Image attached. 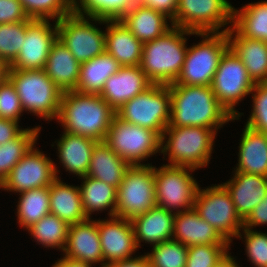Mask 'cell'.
Returning a JSON list of instances; mask_svg holds the SVG:
<instances>
[{"label":"cell","instance_id":"31","mask_svg":"<svg viewBox=\"0 0 267 267\" xmlns=\"http://www.w3.org/2000/svg\"><path fill=\"white\" fill-rule=\"evenodd\" d=\"M80 193L83 211L87 218L91 219V213L108 210L109 216H116L117 188L95 178L81 177ZM109 207V208H108Z\"/></svg>","mask_w":267,"mask_h":267},{"label":"cell","instance_id":"24","mask_svg":"<svg viewBox=\"0 0 267 267\" xmlns=\"http://www.w3.org/2000/svg\"><path fill=\"white\" fill-rule=\"evenodd\" d=\"M174 219L175 213L158 206L131 219L137 247L143 241L154 246L172 240Z\"/></svg>","mask_w":267,"mask_h":267},{"label":"cell","instance_id":"50","mask_svg":"<svg viewBox=\"0 0 267 267\" xmlns=\"http://www.w3.org/2000/svg\"><path fill=\"white\" fill-rule=\"evenodd\" d=\"M106 267H150V262L147 255H141L139 257H132L130 259L115 262L107 265Z\"/></svg>","mask_w":267,"mask_h":267},{"label":"cell","instance_id":"1","mask_svg":"<svg viewBox=\"0 0 267 267\" xmlns=\"http://www.w3.org/2000/svg\"><path fill=\"white\" fill-rule=\"evenodd\" d=\"M171 117L168 126L218 130L233 117L218 101L211 86L170 84Z\"/></svg>","mask_w":267,"mask_h":267},{"label":"cell","instance_id":"41","mask_svg":"<svg viewBox=\"0 0 267 267\" xmlns=\"http://www.w3.org/2000/svg\"><path fill=\"white\" fill-rule=\"evenodd\" d=\"M125 4L126 0H73V11L85 17L113 20Z\"/></svg>","mask_w":267,"mask_h":267},{"label":"cell","instance_id":"46","mask_svg":"<svg viewBox=\"0 0 267 267\" xmlns=\"http://www.w3.org/2000/svg\"><path fill=\"white\" fill-rule=\"evenodd\" d=\"M267 224V195L243 221V228L252 229Z\"/></svg>","mask_w":267,"mask_h":267},{"label":"cell","instance_id":"27","mask_svg":"<svg viewBox=\"0 0 267 267\" xmlns=\"http://www.w3.org/2000/svg\"><path fill=\"white\" fill-rule=\"evenodd\" d=\"M239 145L235 172L267 177V134L245 125Z\"/></svg>","mask_w":267,"mask_h":267},{"label":"cell","instance_id":"51","mask_svg":"<svg viewBox=\"0 0 267 267\" xmlns=\"http://www.w3.org/2000/svg\"><path fill=\"white\" fill-rule=\"evenodd\" d=\"M52 267H93L91 264L73 260L67 257L61 258Z\"/></svg>","mask_w":267,"mask_h":267},{"label":"cell","instance_id":"21","mask_svg":"<svg viewBox=\"0 0 267 267\" xmlns=\"http://www.w3.org/2000/svg\"><path fill=\"white\" fill-rule=\"evenodd\" d=\"M232 179L223 183L232 198L240 218L244 221L267 195V177L234 172Z\"/></svg>","mask_w":267,"mask_h":267},{"label":"cell","instance_id":"2","mask_svg":"<svg viewBox=\"0 0 267 267\" xmlns=\"http://www.w3.org/2000/svg\"><path fill=\"white\" fill-rule=\"evenodd\" d=\"M116 111L98 94L64 92L57 120L63 130L105 141Z\"/></svg>","mask_w":267,"mask_h":267},{"label":"cell","instance_id":"52","mask_svg":"<svg viewBox=\"0 0 267 267\" xmlns=\"http://www.w3.org/2000/svg\"><path fill=\"white\" fill-rule=\"evenodd\" d=\"M234 259L235 258H233L230 254H228L226 258L219 264L218 267H240L238 266L239 264H237V262H235L236 260Z\"/></svg>","mask_w":267,"mask_h":267},{"label":"cell","instance_id":"30","mask_svg":"<svg viewBox=\"0 0 267 267\" xmlns=\"http://www.w3.org/2000/svg\"><path fill=\"white\" fill-rule=\"evenodd\" d=\"M121 65L106 51L89 61L81 63L78 85L75 91L100 94L105 81L115 74Z\"/></svg>","mask_w":267,"mask_h":267},{"label":"cell","instance_id":"17","mask_svg":"<svg viewBox=\"0 0 267 267\" xmlns=\"http://www.w3.org/2000/svg\"><path fill=\"white\" fill-rule=\"evenodd\" d=\"M110 218L109 220H98L105 267L132 258L131 255L138 248L131 220L116 216Z\"/></svg>","mask_w":267,"mask_h":267},{"label":"cell","instance_id":"32","mask_svg":"<svg viewBox=\"0 0 267 267\" xmlns=\"http://www.w3.org/2000/svg\"><path fill=\"white\" fill-rule=\"evenodd\" d=\"M243 37L267 41V1L233 8V25Z\"/></svg>","mask_w":267,"mask_h":267},{"label":"cell","instance_id":"45","mask_svg":"<svg viewBox=\"0 0 267 267\" xmlns=\"http://www.w3.org/2000/svg\"><path fill=\"white\" fill-rule=\"evenodd\" d=\"M19 0H0V24L29 20Z\"/></svg>","mask_w":267,"mask_h":267},{"label":"cell","instance_id":"37","mask_svg":"<svg viewBox=\"0 0 267 267\" xmlns=\"http://www.w3.org/2000/svg\"><path fill=\"white\" fill-rule=\"evenodd\" d=\"M27 21L0 24V59L8 66L16 59L23 41L27 27L33 22Z\"/></svg>","mask_w":267,"mask_h":267},{"label":"cell","instance_id":"49","mask_svg":"<svg viewBox=\"0 0 267 267\" xmlns=\"http://www.w3.org/2000/svg\"><path fill=\"white\" fill-rule=\"evenodd\" d=\"M145 7L144 0H126L119 14L113 19L114 22H123L129 16L136 14L141 8Z\"/></svg>","mask_w":267,"mask_h":267},{"label":"cell","instance_id":"44","mask_svg":"<svg viewBox=\"0 0 267 267\" xmlns=\"http://www.w3.org/2000/svg\"><path fill=\"white\" fill-rule=\"evenodd\" d=\"M24 112L19 96L12 82L6 78L0 83V118L19 122Z\"/></svg>","mask_w":267,"mask_h":267},{"label":"cell","instance_id":"25","mask_svg":"<svg viewBox=\"0 0 267 267\" xmlns=\"http://www.w3.org/2000/svg\"><path fill=\"white\" fill-rule=\"evenodd\" d=\"M81 63L58 38L53 43L44 71L63 91H75L78 85Z\"/></svg>","mask_w":267,"mask_h":267},{"label":"cell","instance_id":"40","mask_svg":"<svg viewBox=\"0 0 267 267\" xmlns=\"http://www.w3.org/2000/svg\"><path fill=\"white\" fill-rule=\"evenodd\" d=\"M229 246L230 244L189 246L186 267H218L229 254Z\"/></svg>","mask_w":267,"mask_h":267},{"label":"cell","instance_id":"36","mask_svg":"<svg viewBox=\"0 0 267 267\" xmlns=\"http://www.w3.org/2000/svg\"><path fill=\"white\" fill-rule=\"evenodd\" d=\"M69 225L56 215L49 213L27 228L31 236L42 246L64 251Z\"/></svg>","mask_w":267,"mask_h":267},{"label":"cell","instance_id":"53","mask_svg":"<svg viewBox=\"0 0 267 267\" xmlns=\"http://www.w3.org/2000/svg\"><path fill=\"white\" fill-rule=\"evenodd\" d=\"M8 68L9 66L0 59V83L7 78Z\"/></svg>","mask_w":267,"mask_h":267},{"label":"cell","instance_id":"14","mask_svg":"<svg viewBox=\"0 0 267 267\" xmlns=\"http://www.w3.org/2000/svg\"><path fill=\"white\" fill-rule=\"evenodd\" d=\"M88 18L72 11L56 24L58 39L80 63L105 52V32L96 28Z\"/></svg>","mask_w":267,"mask_h":267},{"label":"cell","instance_id":"43","mask_svg":"<svg viewBox=\"0 0 267 267\" xmlns=\"http://www.w3.org/2000/svg\"><path fill=\"white\" fill-rule=\"evenodd\" d=\"M246 253L255 267H267V233L242 228Z\"/></svg>","mask_w":267,"mask_h":267},{"label":"cell","instance_id":"5","mask_svg":"<svg viewBox=\"0 0 267 267\" xmlns=\"http://www.w3.org/2000/svg\"><path fill=\"white\" fill-rule=\"evenodd\" d=\"M7 78L14 85L24 111L48 121L57 119L64 92L43 69H8Z\"/></svg>","mask_w":267,"mask_h":267},{"label":"cell","instance_id":"18","mask_svg":"<svg viewBox=\"0 0 267 267\" xmlns=\"http://www.w3.org/2000/svg\"><path fill=\"white\" fill-rule=\"evenodd\" d=\"M64 257L105 267L98 231V220L89 218L83 222L69 225Z\"/></svg>","mask_w":267,"mask_h":267},{"label":"cell","instance_id":"16","mask_svg":"<svg viewBox=\"0 0 267 267\" xmlns=\"http://www.w3.org/2000/svg\"><path fill=\"white\" fill-rule=\"evenodd\" d=\"M57 22L52 28L49 20H34L26 30L25 40L8 69H44L53 43L58 38Z\"/></svg>","mask_w":267,"mask_h":267},{"label":"cell","instance_id":"12","mask_svg":"<svg viewBox=\"0 0 267 267\" xmlns=\"http://www.w3.org/2000/svg\"><path fill=\"white\" fill-rule=\"evenodd\" d=\"M233 8L227 0H178L171 25L194 33L221 32L233 25Z\"/></svg>","mask_w":267,"mask_h":267},{"label":"cell","instance_id":"15","mask_svg":"<svg viewBox=\"0 0 267 267\" xmlns=\"http://www.w3.org/2000/svg\"><path fill=\"white\" fill-rule=\"evenodd\" d=\"M34 147L35 145L11 169L0 188L5 191L20 193L50 186L58 177L57 172L59 171L54 162Z\"/></svg>","mask_w":267,"mask_h":267},{"label":"cell","instance_id":"20","mask_svg":"<svg viewBox=\"0 0 267 267\" xmlns=\"http://www.w3.org/2000/svg\"><path fill=\"white\" fill-rule=\"evenodd\" d=\"M95 24H107L105 51L111 54L121 66H140L143 43L138 40L123 22L89 17ZM97 21V22H96Z\"/></svg>","mask_w":267,"mask_h":267},{"label":"cell","instance_id":"10","mask_svg":"<svg viewBox=\"0 0 267 267\" xmlns=\"http://www.w3.org/2000/svg\"><path fill=\"white\" fill-rule=\"evenodd\" d=\"M193 208L229 243L233 237L242 238L240 231L243 220L236 211L231 195L222 184L206 189L198 187Z\"/></svg>","mask_w":267,"mask_h":267},{"label":"cell","instance_id":"29","mask_svg":"<svg viewBox=\"0 0 267 267\" xmlns=\"http://www.w3.org/2000/svg\"><path fill=\"white\" fill-rule=\"evenodd\" d=\"M129 166L104 141H101L94 146L87 176L118 188Z\"/></svg>","mask_w":267,"mask_h":267},{"label":"cell","instance_id":"19","mask_svg":"<svg viewBox=\"0 0 267 267\" xmlns=\"http://www.w3.org/2000/svg\"><path fill=\"white\" fill-rule=\"evenodd\" d=\"M151 85L140 66H121L105 81L99 95L116 111Z\"/></svg>","mask_w":267,"mask_h":267},{"label":"cell","instance_id":"38","mask_svg":"<svg viewBox=\"0 0 267 267\" xmlns=\"http://www.w3.org/2000/svg\"><path fill=\"white\" fill-rule=\"evenodd\" d=\"M147 253L150 267H186L188 247L178 241L169 240L152 246Z\"/></svg>","mask_w":267,"mask_h":267},{"label":"cell","instance_id":"23","mask_svg":"<svg viewBox=\"0 0 267 267\" xmlns=\"http://www.w3.org/2000/svg\"><path fill=\"white\" fill-rule=\"evenodd\" d=\"M231 27L227 30L229 47L245 65L254 84L267 82V41L243 37Z\"/></svg>","mask_w":267,"mask_h":267},{"label":"cell","instance_id":"33","mask_svg":"<svg viewBox=\"0 0 267 267\" xmlns=\"http://www.w3.org/2000/svg\"><path fill=\"white\" fill-rule=\"evenodd\" d=\"M169 19L161 12L144 7L125 19L123 23L138 40L146 43L157 39L172 28V25L170 27L167 24Z\"/></svg>","mask_w":267,"mask_h":267},{"label":"cell","instance_id":"7","mask_svg":"<svg viewBox=\"0 0 267 267\" xmlns=\"http://www.w3.org/2000/svg\"><path fill=\"white\" fill-rule=\"evenodd\" d=\"M116 116L127 123L153 130L161 137L171 117L169 85L152 84L118 108Z\"/></svg>","mask_w":267,"mask_h":267},{"label":"cell","instance_id":"4","mask_svg":"<svg viewBox=\"0 0 267 267\" xmlns=\"http://www.w3.org/2000/svg\"><path fill=\"white\" fill-rule=\"evenodd\" d=\"M216 135L217 130L210 128L167 126L161 136V153L168 155L170 161L166 165L195 170L206 167L211 159Z\"/></svg>","mask_w":267,"mask_h":267},{"label":"cell","instance_id":"28","mask_svg":"<svg viewBox=\"0 0 267 267\" xmlns=\"http://www.w3.org/2000/svg\"><path fill=\"white\" fill-rule=\"evenodd\" d=\"M50 213L68 225L87 220L79 186L68 185L57 177L49 186Z\"/></svg>","mask_w":267,"mask_h":267},{"label":"cell","instance_id":"9","mask_svg":"<svg viewBox=\"0 0 267 267\" xmlns=\"http://www.w3.org/2000/svg\"><path fill=\"white\" fill-rule=\"evenodd\" d=\"M129 165H141L153 154L161 153V137L153 130L127 123L115 116L104 141Z\"/></svg>","mask_w":267,"mask_h":267},{"label":"cell","instance_id":"22","mask_svg":"<svg viewBox=\"0 0 267 267\" xmlns=\"http://www.w3.org/2000/svg\"><path fill=\"white\" fill-rule=\"evenodd\" d=\"M172 240L187 247L193 245L230 244L192 208L175 214Z\"/></svg>","mask_w":267,"mask_h":267},{"label":"cell","instance_id":"26","mask_svg":"<svg viewBox=\"0 0 267 267\" xmlns=\"http://www.w3.org/2000/svg\"><path fill=\"white\" fill-rule=\"evenodd\" d=\"M96 143L97 141L91 138L64 131L60 140L57 141L60 163L66 171L80 178L87 176Z\"/></svg>","mask_w":267,"mask_h":267},{"label":"cell","instance_id":"13","mask_svg":"<svg viewBox=\"0 0 267 267\" xmlns=\"http://www.w3.org/2000/svg\"><path fill=\"white\" fill-rule=\"evenodd\" d=\"M254 82L250 79L245 65L229 47L221 57L211 88L218 101L236 120L241 116L235 110L246 95H250Z\"/></svg>","mask_w":267,"mask_h":267},{"label":"cell","instance_id":"48","mask_svg":"<svg viewBox=\"0 0 267 267\" xmlns=\"http://www.w3.org/2000/svg\"><path fill=\"white\" fill-rule=\"evenodd\" d=\"M145 7L152 8L170 18V23L175 19L178 0H144Z\"/></svg>","mask_w":267,"mask_h":267},{"label":"cell","instance_id":"42","mask_svg":"<svg viewBox=\"0 0 267 267\" xmlns=\"http://www.w3.org/2000/svg\"><path fill=\"white\" fill-rule=\"evenodd\" d=\"M251 94L253 110L246 125L251 129L267 134V82L255 83Z\"/></svg>","mask_w":267,"mask_h":267},{"label":"cell","instance_id":"34","mask_svg":"<svg viewBox=\"0 0 267 267\" xmlns=\"http://www.w3.org/2000/svg\"><path fill=\"white\" fill-rule=\"evenodd\" d=\"M17 217L23 228H29L50 213L49 186L20 192Z\"/></svg>","mask_w":267,"mask_h":267},{"label":"cell","instance_id":"11","mask_svg":"<svg viewBox=\"0 0 267 267\" xmlns=\"http://www.w3.org/2000/svg\"><path fill=\"white\" fill-rule=\"evenodd\" d=\"M189 171L193 172L195 169L172 165H163L159 169L155 167V192L158 207L175 214L193 208L199 184Z\"/></svg>","mask_w":267,"mask_h":267},{"label":"cell","instance_id":"39","mask_svg":"<svg viewBox=\"0 0 267 267\" xmlns=\"http://www.w3.org/2000/svg\"><path fill=\"white\" fill-rule=\"evenodd\" d=\"M33 20H51L56 22L73 11V0H19Z\"/></svg>","mask_w":267,"mask_h":267},{"label":"cell","instance_id":"3","mask_svg":"<svg viewBox=\"0 0 267 267\" xmlns=\"http://www.w3.org/2000/svg\"><path fill=\"white\" fill-rule=\"evenodd\" d=\"M185 35L196 33L172 26L157 39L143 43L140 67L152 84L170 85L176 81L188 49Z\"/></svg>","mask_w":267,"mask_h":267},{"label":"cell","instance_id":"8","mask_svg":"<svg viewBox=\"0 0 267 267\" xmlns=\"http://www.w3.org/2000/svg\"><path fill=\"white\" fill-rule=\"evenodd\" d=\"M155 167L130 165L117 188L116 217L131 220L157 206Z\"/></svg>","mask_w":267,"mask_h":267},{"label":"cell","instance_id":"47","mask_svg":"<svg viewBox=\"0 0 267 267\" xmlns=\"http://www.w3.org/2000/svg\"><path fill=\"white\" fill-rule=\"evenodd\" d=\"M18 124L15 120L0 118V145L17 138L25 130Z\"/></svg>","mask_w":267,"mask_h":267},{"label":"cell","instance_id":"35","mask_svg":"<svg viewBox=\"0 0 267 267\" xmlns=\"http://www.w3.org/2000/svg\"><path fill=\"white\" fill-rule=\"evenodd\" d=\"M41 127L26 128L17 138L0 145V185L11 169L36 144Z\"/></svg>","mask_w":267,"mask_h":267},{"label":"cell","instance_id":"6","mask_svg":"<svg viewBox=\"0 0 267 267\" xmlns=\"http://www.w3.org/2000/svg\"><path fill=\"white\" fill-rule=\"evenodd\" d=\"M196 33L203 39L187 49L184 65L173 84L187 86H211L221 57L229 48L227 30Z\"/></svg>","mask_w":267,"mask_h":267}]
</instances>
